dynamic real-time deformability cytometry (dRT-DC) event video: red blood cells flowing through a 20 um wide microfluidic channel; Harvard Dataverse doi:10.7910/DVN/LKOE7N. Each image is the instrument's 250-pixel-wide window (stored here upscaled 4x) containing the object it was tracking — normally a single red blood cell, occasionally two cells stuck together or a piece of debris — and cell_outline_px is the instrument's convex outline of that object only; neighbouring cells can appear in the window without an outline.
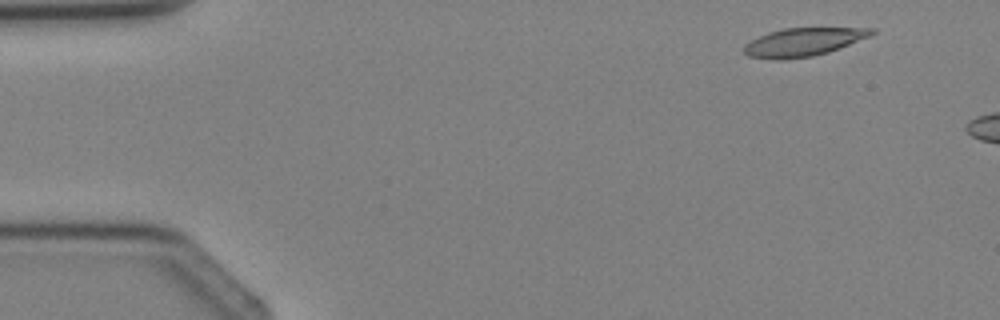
{"species": "Egyptian fruit bat (a non-hibernating species)", "species_latin": "Rousettus aegyptiacus", "temperature_condition": "cold", "stored_images_in_passage": 2, "camera_frame_rate_fps": 3000, "um_per_image_px": 0.085, "animal": {"sex": "female"}, "frame": {"image": 1, "passage_image": 2, "time_ms": 1.333, "image_size_px": [1000, 320], "cell_outline_px": [[876, 32], [872, 36], [840, 48], [828, 52], [812, 56], [784, 60], [776, 60], [748, 56], [744, 52], [744, 44], [768, 32], [784, 28], [876, 28]], "centroid_in_image_um": [68.31, 3.57], "position_along_channel_um": 16.7, "area_um2": 21.1}}